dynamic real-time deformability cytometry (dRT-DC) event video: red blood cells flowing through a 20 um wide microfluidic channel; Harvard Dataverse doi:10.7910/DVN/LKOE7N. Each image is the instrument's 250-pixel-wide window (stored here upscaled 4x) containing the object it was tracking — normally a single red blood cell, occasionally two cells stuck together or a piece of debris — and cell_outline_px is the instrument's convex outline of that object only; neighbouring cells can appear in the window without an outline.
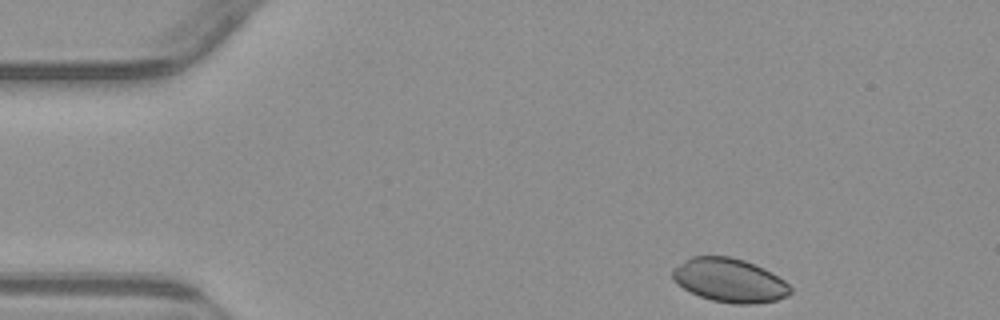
{"species": "common noctule bat (a hibernating species)", "species_latin": "Nyctalus noctula", "temperature_condition": "warm", "stored_images_in_passage": 39, "camera_frame_rate_fps": 3000, "um_per_image_px": 0.085, "animal": {"sex": "male", "body_mass_g": 23.1, "forearm_length_mm": 52.7}, "frame": {"image": 1, "passage_image": 1, "time_ms": 0.0, "image_size_px": [1000, 320], "cell_outline_px": [[792, 292], [788, 296], [776, 300], [756, 304], [732, 304], [712, 300], [700, 296], [684, 288], [672, 280], [672, 268], [684, 260], [692, 256], [728, 256], [744, 260], [764, 268], [784, 280], [792, 288]], "centroid_in_image_um": [62.01, 23.83], "position_along_channel_um": 23.0, "area_um2": 30.17}}